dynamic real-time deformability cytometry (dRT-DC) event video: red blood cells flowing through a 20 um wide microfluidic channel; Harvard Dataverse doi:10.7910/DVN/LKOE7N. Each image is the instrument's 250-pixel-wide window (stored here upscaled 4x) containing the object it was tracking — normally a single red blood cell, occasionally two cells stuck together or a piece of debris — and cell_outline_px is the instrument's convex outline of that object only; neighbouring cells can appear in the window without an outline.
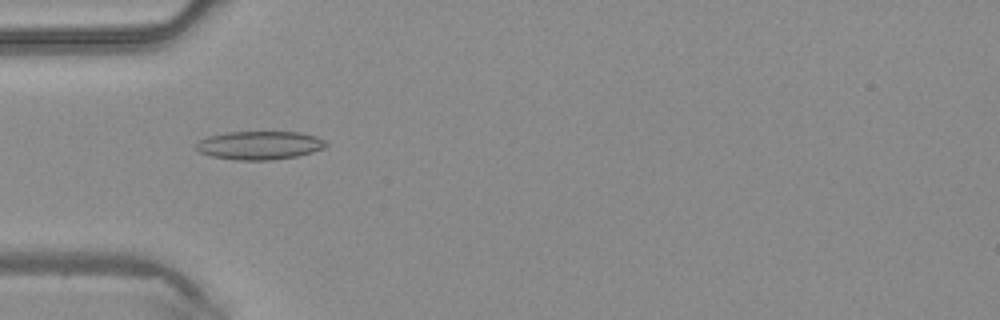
{"species": "common noctule bat (a hibernating species)", "species_latin": "Nyctalus noctula", "temperature_condition": "warm", "stored_images_in_passage": 43, "camera_frame_rate_fps": 3000, "um_per_image_px": 0.085, "animal": {"sex": "male", "body_mass_g": 20.4}, "frame": {"image": 1, "passage_image": 14, "time_ms": 4.333, "image_size_px": [1000, 320], "cell_outline_px": [[328, 144], [324, 148], [312, 152], [296, 156], [272, 160], [236, 160], [212, 156], [200, 152], [196, 148], [196, 144], [200, 140], [208, 136], [228, 132], [300, 132], [316, 136], [324, 140]], "centroid_in_image_um": [22.08, 12.35], "position_along_channel_um": 62.9, "area_um2": 21.44}}
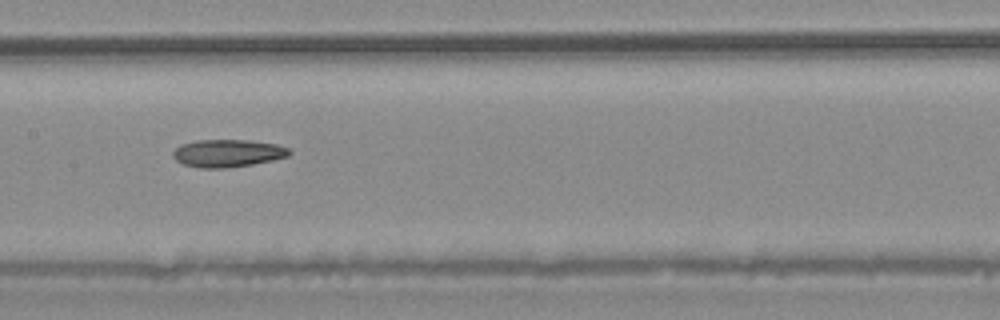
{"frame": {"image": 2, "passage_image": 22, "time_ms": 7.0, "image_size_px": [1000, 320], "cell_outline_px": [[292, 152], [288, 156], [272, 160], [252, 164], [228, 168], [200, 168], [184, 164], [176, 160], [172, 156], [172, 152], [180, 144], [196, 140], [248, 140], [276, 144], [288, 148]], "centroid_in_image_um": [19.33, 13.02], "position_along_channel_um": 188.1, "area_um2": 18.73}}
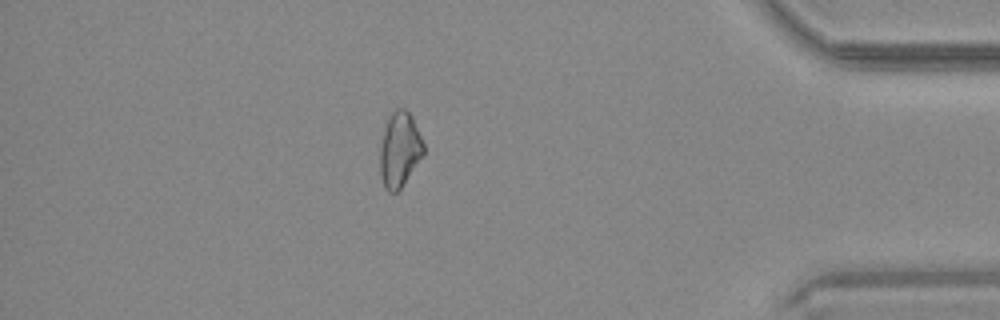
{"frame": {"image": 3, "passage_image": 38, "time_ms": 12.333, "image_size_px": [1000, 320], "cell_outline_px": [[424, 152], [400, 188], [396, 192], [388, 192], [384, 188], [380, 172], [380, 144], [384, 128], [388, 116], [396, 108], [404, 108], [412, 116], [424, 144]], "centroid_in_image_um": [33.94, 12.68], "position_along_channel_um": 401.3, "area_um2": 18.84}}